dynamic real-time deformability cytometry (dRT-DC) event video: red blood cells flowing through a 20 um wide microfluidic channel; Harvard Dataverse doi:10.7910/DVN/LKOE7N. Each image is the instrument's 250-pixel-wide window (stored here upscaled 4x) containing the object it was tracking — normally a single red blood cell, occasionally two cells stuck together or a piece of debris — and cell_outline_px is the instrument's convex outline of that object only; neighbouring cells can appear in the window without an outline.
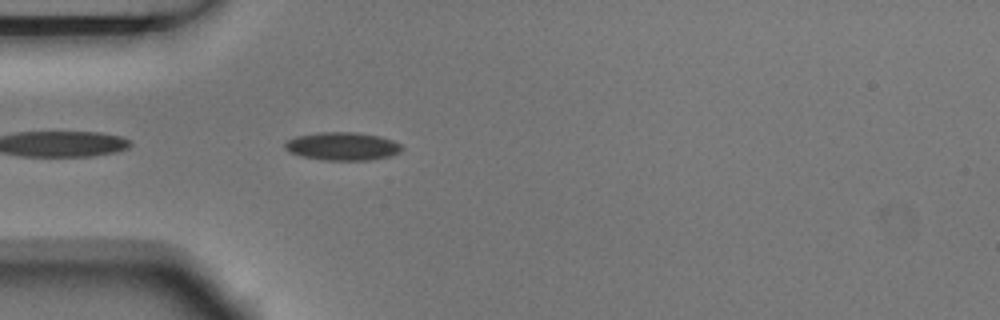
{"species": "Egyptian fruit bat (a non-hibernating species)", "species_latin": "Rousettus aegyptiacus", "temperature_condition": "room temperature", "stored_images_in_passage": 5, "segment_of_instrument_passage": [2, 2], "camera_frame_rate_fps": 3000, "um_per_image_px": 0.085, "animal": {"sex": "male"}, "frame": {"image": 1, "passage_image": 5, "time_ms": 1.333, "image_size_px": [1000, 320], "cell_outline_px": [[404, 148], [400, 152], [392, 156], [368, 160], [328, 160], [300, 156], [288, 152], [284, 148], [284, 144], [288, 140], [296, 136], [316, 132], [356, 132], [380, 136], [392, 140], [400, 144]], "centroid_in_image_um": [29.11, 12.43], "position_along_channel_um": 55.9, "area_um2": 19.31}}